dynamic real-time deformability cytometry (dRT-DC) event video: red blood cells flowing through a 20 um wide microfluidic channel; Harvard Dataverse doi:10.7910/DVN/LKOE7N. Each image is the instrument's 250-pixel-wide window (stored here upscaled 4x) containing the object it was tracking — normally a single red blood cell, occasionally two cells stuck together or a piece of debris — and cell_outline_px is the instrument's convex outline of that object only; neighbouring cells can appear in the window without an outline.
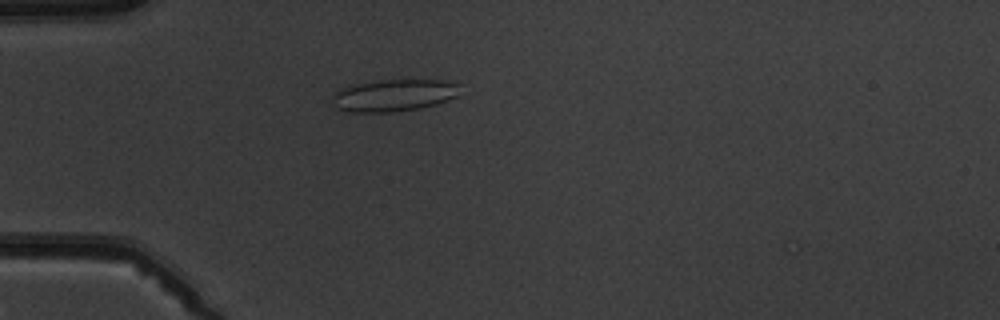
{"species": "common noctule bat (a hibernating species)", "species_latin": "Nyctalus noctula", "temperature_condition": "warm", "stored_images_in_passage": 5, "camera_frame_rate_fps": 3000, "um_per_image_px": 0.085, "animal": {"sex": "male", "body_mass_g": 19.5, "forearm_length_mm": 54.6}, "frame": {"image": 1, "passage_image": 5, "time_ms": 5.333, "image_size_px": [1000, 320], "cell_outline_px": [[460, 84], [456, 96], [436, 104], [420, 108], [396, 112], [352, 112], [336, 108], [332, 104], [332, 96], [340, 88], [356, 84], [376, 80], [444, 80]], "centroid_in_image_um": [33.44, 8.1], "position_along_channel_um": 51.6, "area_um2": 23.87}}